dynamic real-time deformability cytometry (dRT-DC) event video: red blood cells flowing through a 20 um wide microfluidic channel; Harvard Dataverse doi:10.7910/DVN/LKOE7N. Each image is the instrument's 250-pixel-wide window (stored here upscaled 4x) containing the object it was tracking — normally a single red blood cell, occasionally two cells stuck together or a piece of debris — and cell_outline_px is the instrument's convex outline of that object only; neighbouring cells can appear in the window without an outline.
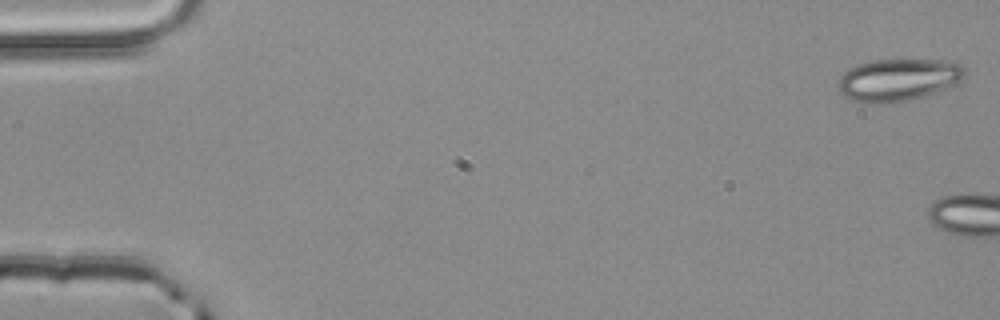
{"species": "common noctule bat (a hibernating species)", "species_latin": "Nyctalus noctula", "temperature_condition": "room temperature", "stored_images_in_passage": 5, "camera_frame_rate_fps": 3000, "um_per_image_px": 0.085, "animal": {"sex": "male", "body_mass_g": 20.4}, "frame": {"image": 1, "passage_image": 1, "time_ms": 0.0, "image_size_px": [1000, 320], "cell_outline_px": [[968, 72], [952, 88], [912, 100], [888, 104], [876, 104], [852, 100], [844, 96], [836, 88], [836, 80], [848, 68], [872, 60], [960, 60], [964, 64]], "centroid_in_image_um": [76.41, 6.79], "position_along_channel_um": 8.6, "area_um2": 32.37}}